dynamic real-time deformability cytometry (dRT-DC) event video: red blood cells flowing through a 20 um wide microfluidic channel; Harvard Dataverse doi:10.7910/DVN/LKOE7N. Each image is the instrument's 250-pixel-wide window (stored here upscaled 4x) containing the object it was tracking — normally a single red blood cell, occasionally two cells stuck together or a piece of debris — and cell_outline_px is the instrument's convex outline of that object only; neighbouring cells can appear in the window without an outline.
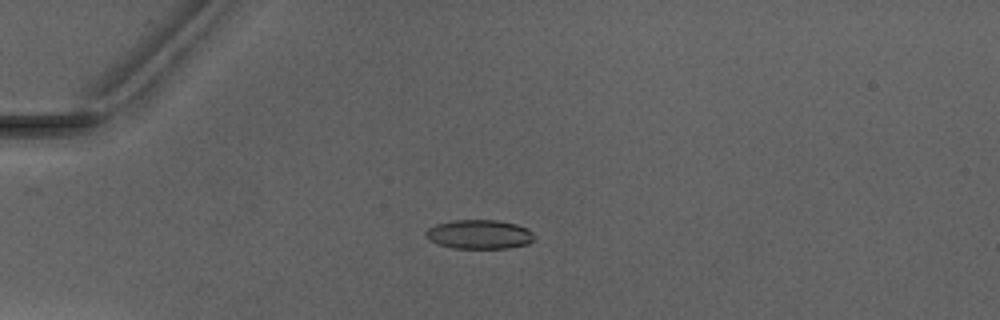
{"species": "Egyptian fruit bat (a non-hibernating species)", "species_latin": "Rousettus aegyptiacus", "temperature_condition": "warm", "stored_images_in_passage": 52, "camera_frame_rate_fps": 3000, "um_per_image_px": 0.085, "animal": {"sex": "male"}, "frame": {"image": 1, "passage_image": 15, "time_ms": 4.667, "image_size_px": [1000, 320], "cell_outline_px": [[536, 236], [528, 244], [508, 248], [452, 248], [436, 244], [424, 236], [424, 232], [428, 228], [436, 224], [452, 220], [496, 220], [516, 224], [528, 228]], "centroid_in_image_um": [40.72, 19.92], "position_along_channel_um": 44.3, "area_um2": 18.61}}
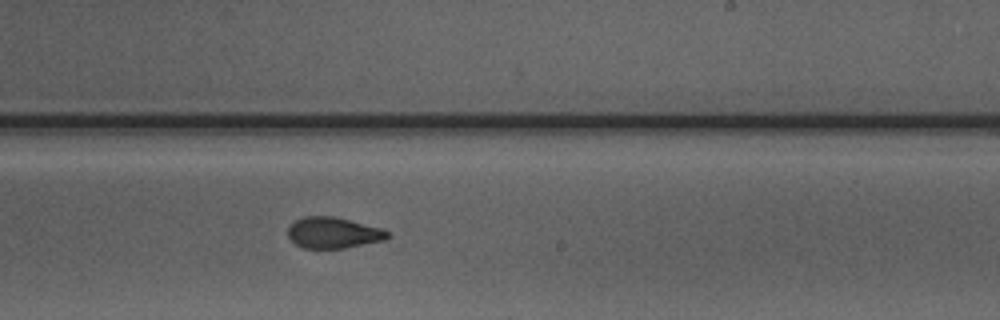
{"frame": {"image": 2, "passage_image": 33, "time_ms": 10.667, "image_size_px": [1000, 320], "cell_outline_px": [[392, 236], [384, 240], [344, 248], [304, 248], [296, 244], [288, 236], [288, 228], [296, 220], [304, 216], [332, 216], [384, 228], [392, 232]], "centroid_in_image_um": [28.39, 19.78], "position_along_channel_um": 260.6, "area_um2": 18.09}}
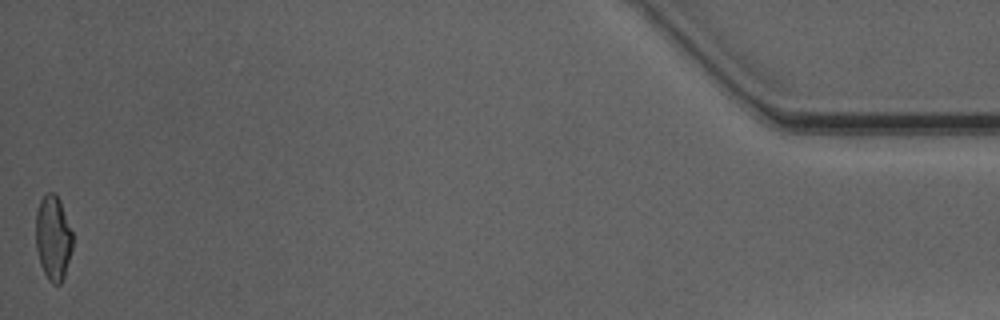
{"frame": {"image": 3, "passage_image": 52, "time_ms": 17.0, "image_size_px": [1000, 320], "cell_outline_px": [[72, 248], [64, 276], [60, 284], [52, 284], [48, 280], [40, 264], [36, 248], [36, 212], [40, 200], [48, 192], [56, 192], [60, 200], [72, 232]], "centroid_in_image_um": [4.51, 20.21], "position_along_channel_um": 430.7, "area_um2": 18.15}, "authors_computed_cell_mechanics": {"area_um2": 18.5827, "velocity_mm_per_s": 4.116, "shape_relaxation_time_tau1_ms": null, "shape_relaxation_time_tau2_ms": 1.6128, "deformation_change_tau1": null, "deformation_change_tau2": 0.0789}}